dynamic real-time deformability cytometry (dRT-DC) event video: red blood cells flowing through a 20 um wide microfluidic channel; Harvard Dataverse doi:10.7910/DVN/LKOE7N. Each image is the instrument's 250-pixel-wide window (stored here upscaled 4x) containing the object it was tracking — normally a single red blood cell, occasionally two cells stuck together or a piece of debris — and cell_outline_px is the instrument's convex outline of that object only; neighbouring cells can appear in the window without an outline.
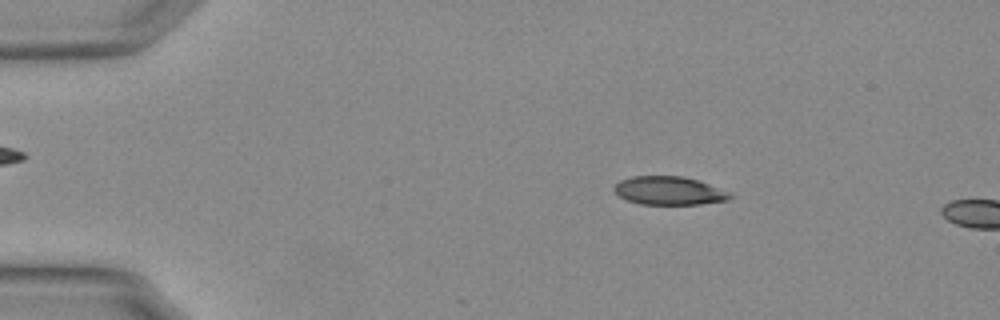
{"species": "Egyptian fruit bat (a non-hibernating species)", "species_latin": "Rousettus aegyptiacus", "temperature_condition": "warm", "stored_images_in_passage": 13, "camera_frame_rate_fps": 3000, "um_per_image_px": 0.085, "animal": {"sex": "female"}, "frame": {"image": 1, "passage_image": 9, "time_ms": 2.667, "image_size_px": [1000, 320], "cell_outline_px": [[736, 196], [728, 200], [700, 204], [640, 204], [628, 200], [620, 196], [612, 188], [620, 180], [632, 176], [684, 176], [732, 192]], "centroid_in_image_um": [56.91, 16.21], "position_along_channel_um": 28.1, "area_um2": 19.19}}